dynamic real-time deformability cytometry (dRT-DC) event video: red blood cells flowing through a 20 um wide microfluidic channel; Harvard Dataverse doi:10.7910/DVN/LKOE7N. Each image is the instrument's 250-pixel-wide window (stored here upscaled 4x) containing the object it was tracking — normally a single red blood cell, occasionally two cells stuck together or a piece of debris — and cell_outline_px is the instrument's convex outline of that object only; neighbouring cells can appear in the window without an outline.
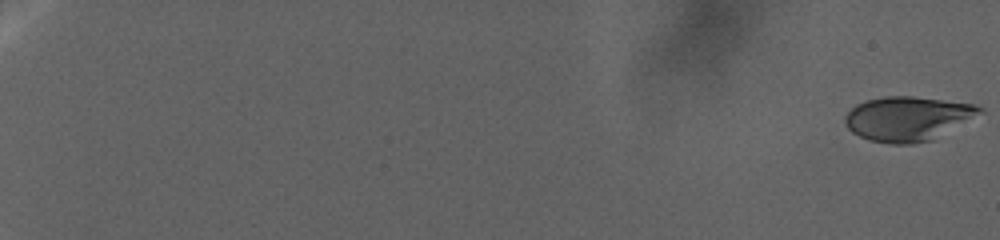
{"species": "human", "species_latin": "Homo sapiens", "temperature_condition": "warm", "stored_images_in_passage": 228, "camera_frame_rate_fps": 3000, "um_per_image_px": 0.085, "donor": {"sex": "female"}, "frame": {"image": 1, "passage_image": 1, "time_ms": 0.0, "image_size_px": [1000, 240], "cell_outline_px": [[984, 112], [932, 140], [912, 144], [892, 144], [868, 140], [852, 132], [848, 128], [844, 120], [844, 116], [856, 104], [868, 100], [884, 96], [912, 96], [972, 104], [984, 108]], "centroid_in_image_um": [77.14, 10.08], "position_along_channel_um": 7.9, "area_um2": 34.68}}
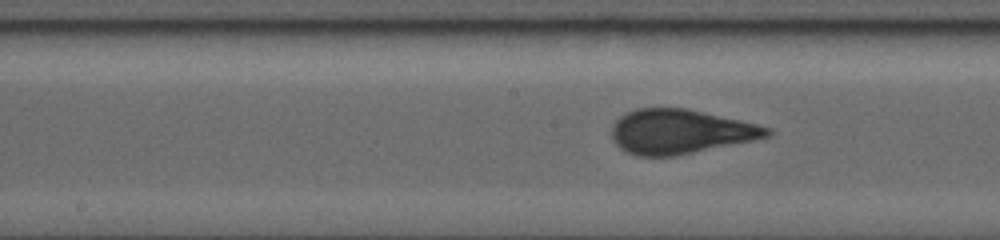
{"frame": {"image": 2, "passage_image": 124, "time_ms": 35.667, "image_size_px": [1000, 240], "cell_outline_px": [[772, 132], [768, 136], [752, 140], [672, 156], [636, 156], [620, 148], [612, 140], [612, 124], [624, 112], [636, 108], [688, 108], [740, 120], [772, 128]], "centroid_in_image_um": [57.76, 11.17], "position_along_channel_um": 190.4, "area_um2": 40.0}}
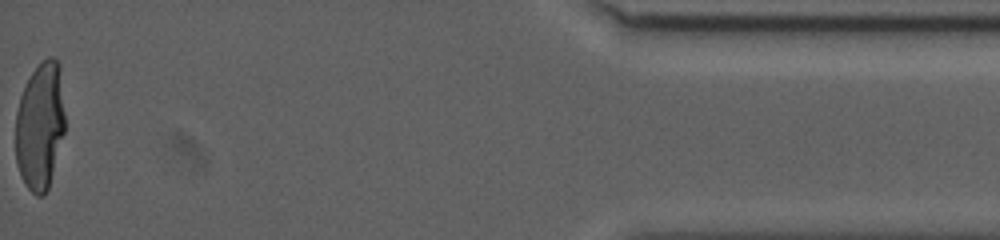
{"frame": {"image": 3, "passage_image": 228, "time_ms": 59.333, "image_size_px": [1000, 240], "cell_outline_px": [[64, 132], [48, 188], [44, 196], [36, 196], [24, 184], [16, 164], [16, 112], [20, 96], [32, 72], [48, 56], [52, 56], [60, 64], [64, 112]], "centroid_in_image_um": [3.4, 10.72], "position_along_channel_um": 431.8, "area_um2": 36.59}}